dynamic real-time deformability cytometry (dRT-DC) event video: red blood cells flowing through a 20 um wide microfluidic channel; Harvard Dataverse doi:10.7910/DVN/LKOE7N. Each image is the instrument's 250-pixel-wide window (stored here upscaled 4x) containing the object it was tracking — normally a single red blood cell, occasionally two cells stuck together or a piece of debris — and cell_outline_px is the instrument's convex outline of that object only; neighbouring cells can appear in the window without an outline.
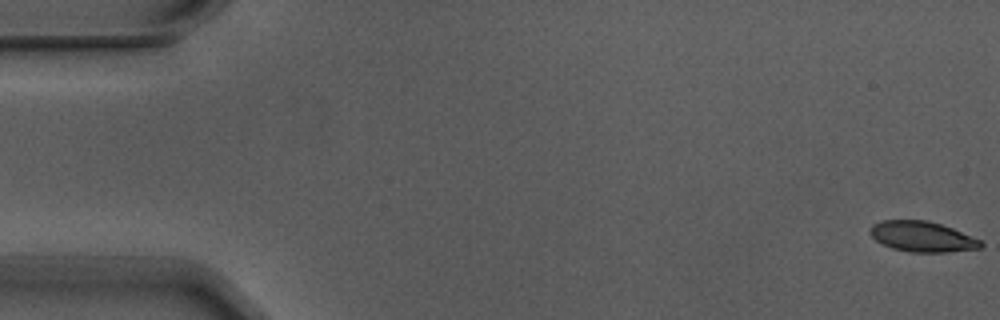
{"species": "Egyptian fruit bat (a non-hibernating species)", "species_latin": "Rousettus aegyptiacus", "temperature_condition": "warm", "stored_images_in_passage": 9, "camera_frame_rate_fps": 3000, "um_per_image_px": 0.085, "animal": {"sex": "male"}, "frame": {"image": 1, "passage_image": 1, "time_ms": 0.0, "image_size_px": [1000, 320], "cell_outline_px": [[984, 244], [980, 248], [948, 252], [908, 252], [892, 248], [880, 244], [868, 232], [872, 224], [880, 220], [928, 220], [952, 228], [980, 240]], "centroid_in_image_um": [78.34, 20.11], "position_along_channel_um": 6.7, "area_um2": 19.71}}
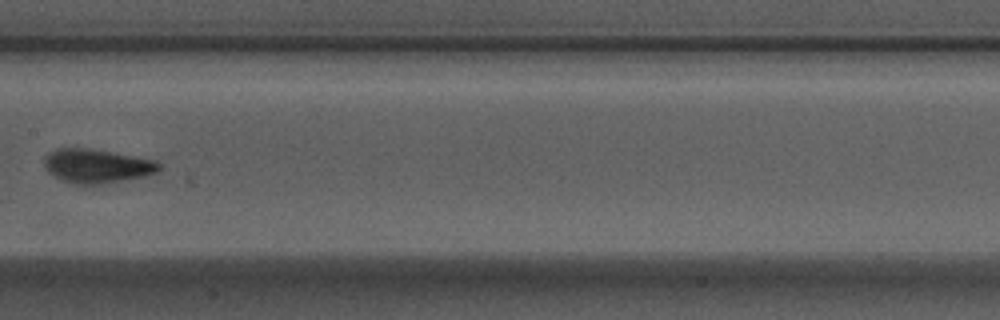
{"frame": {"image": 2, "passage_image": 8, "time_ms": 2.333, "image_size_px": [1000, 320], "cell_outline_px": [[160, 168], [156, 172], [144, 176], [100, 184], [76, 184], [60, 180], [48, 172], [44, 164], [44, 156], [48, 152], [56, 148], [88, 148], [112, 152], [156, 160], [160, 164]], "centroid_in_image_um": [8.18, 14.1], "position_along_channel_um": 199.2, "area_um2": 22.66}}
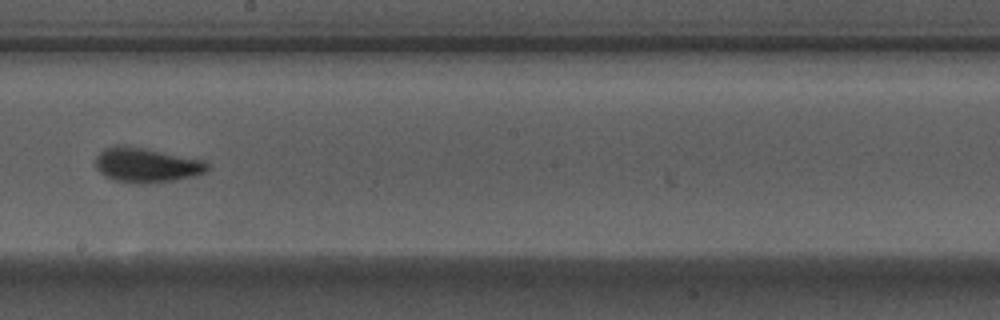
{"frame": {"image": 3, "passage_image": 9, "time_ms": 2.667, "image_size_px": [1000, 320], "cell_outline_px": [[208, 172], [192, 176], [172, 180], [144, 184], [136, 184], [112, 180], [104, 176], [96, 168], [96, 156], [104, 148], [116, 144], [124, 144], [144, 148], [200, 160], [208, 164]], "centroid_in_image_um": [12.37, 14.03], "position_along_channel_um": 235.8, "area_um2": 22.54}}